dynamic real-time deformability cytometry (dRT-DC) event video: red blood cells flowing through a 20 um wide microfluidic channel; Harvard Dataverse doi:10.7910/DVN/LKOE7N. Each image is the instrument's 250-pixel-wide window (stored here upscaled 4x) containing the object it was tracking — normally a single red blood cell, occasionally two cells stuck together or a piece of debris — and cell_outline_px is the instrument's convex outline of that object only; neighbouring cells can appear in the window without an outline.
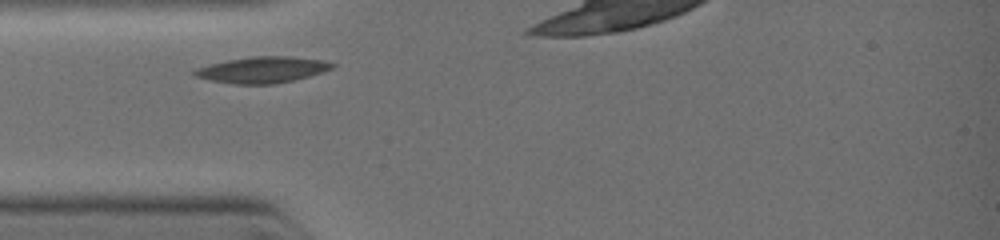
{"species": "common noctule bat (a hibernating species)", "species_latin": "Nyctalus noctula", "temperature_condition": "warm", "stored_images_in_passage": 3, "camera_frame_rate_fps": 3000, "um_per_image_px": 0.085, "animal": {"sex": "female", "body_mass_g": 19.0, "forearm_length_mm": 51.5}, "frame": {"image": 1, "passage_image": 1, "time_ms": 0.0, "image_size_px": [1000, 240], "cell_outline_px": [[336, 64], [332, 68], [308, 76], [292, 80], [272, 84], [236, 84], [212, 80], [196, 76], [192, 72], [196, 68], [208, 64], [228, 60], [252, 56], [288, 56], [320, 60]], "centroid_in_image_um": [22.26, 5.92], "position_along_channel_um": 62.7, "area_um2": 20.58}}